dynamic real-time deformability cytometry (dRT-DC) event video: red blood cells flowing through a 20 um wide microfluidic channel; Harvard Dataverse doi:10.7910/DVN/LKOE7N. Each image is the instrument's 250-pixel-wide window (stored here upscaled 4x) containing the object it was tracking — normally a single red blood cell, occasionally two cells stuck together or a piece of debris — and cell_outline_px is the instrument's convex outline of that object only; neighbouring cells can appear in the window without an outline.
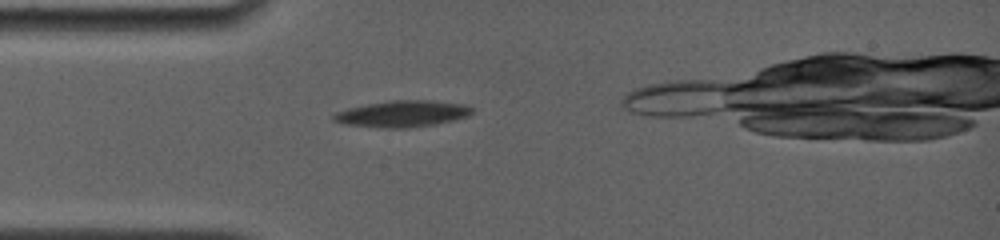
{"species": "common noctule bat (a hibernating species)", "species_latin": "Nyctalus noctula", "temperature_condition": "room temperature", "stored_images_in_passage": 23, "camera_frame_rate_fps": 4000, "um_per_image_px": 0.085, "animal": {"sex": "female", "body_mass_g": 19.0, "forearm_length_mm": 56.7}, "frame": {"image": 1, "passage_image": 2, "time_ms": 0.5, "image_size_px": [1000, 240], "cell_outline_px": [[472, 112], [468, 116], [456, 120], [436, 124], [408, 128], [380, 128], [344, 124], [332, 120], [332, 116], [336, 112], [348, 108], [388, 100], [432, 100], [464, 104], [472, 108]], "centroid_in_image_um": [34.2, 9.67], "position_along_channel_um": 50.8, "area_um2": 21.5}}
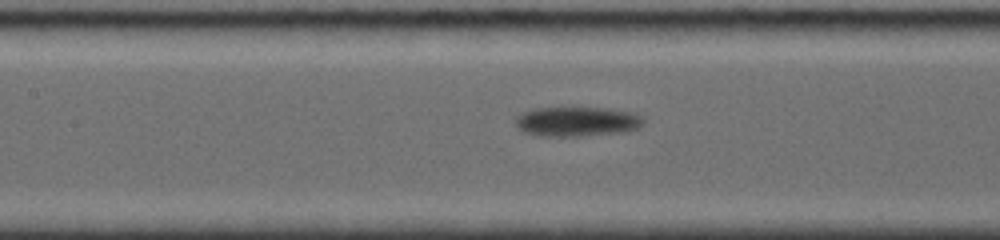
{"frame": {"image": 2, "passage_image": 13, "time_ms": 3.75, "image_size_px": [1000, 240], "cell_outline_px": [[644, 120], [640, 128], [628, 132], [576, 136], [540, 136], [524, 132], [516, 124], [516, 116], [520, 112], [536, 108], [608, 108], [632, 112], [640, 116]], "centroid_in_image_um": [49.06, 10.33], "position_along_channel_um": 158.3, "area_um2": 22.2}}
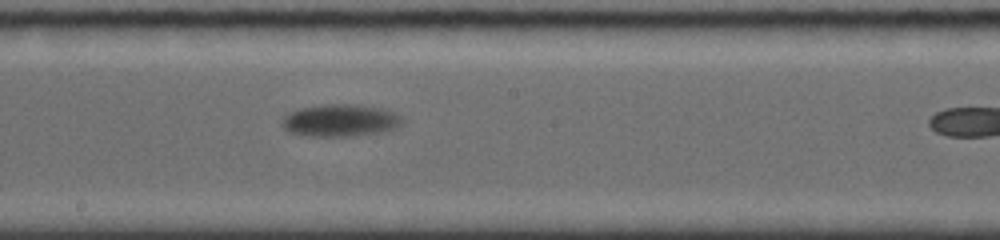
{"frame": {"image": 3, "passage_image": 19, "time_ms": 5.5, "image_size_px": [1000, 240], "cell_outline_px": [[404, 124], [396, 128], [380, 132], [352, 136], [308, 136], [288, 132], [280, 124], [284, 116], [300, 108], [324, 104], [352, 104], [384, 108], [400, 116], [404, 120]], "centroid_in_image_um": [28.93, 10.24], "position_along_channel_um": 219.3, "area_um2": 22.72}}